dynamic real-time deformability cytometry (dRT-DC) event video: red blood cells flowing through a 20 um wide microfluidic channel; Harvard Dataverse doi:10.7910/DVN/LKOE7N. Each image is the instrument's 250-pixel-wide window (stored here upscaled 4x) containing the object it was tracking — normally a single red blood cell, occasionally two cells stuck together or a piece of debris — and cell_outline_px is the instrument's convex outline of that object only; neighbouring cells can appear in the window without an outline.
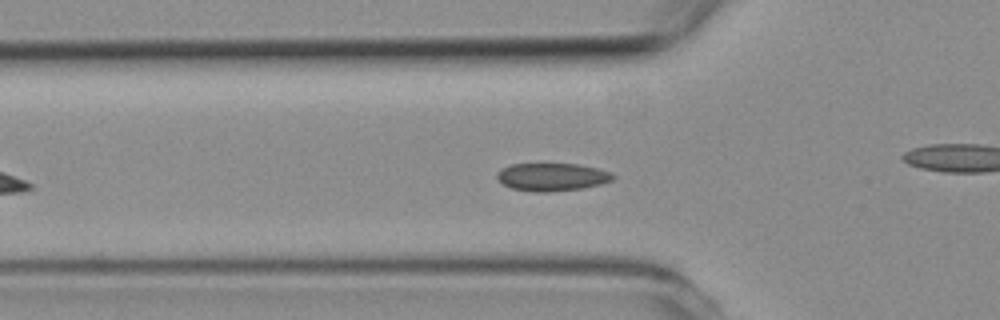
{"species": "common noctule bat (a hibernating species)", "species_latin": "Nyctalus noctula", "temperature_condition": "room temperature", "stored_images_in_passage": 6, "camera_frame_rate_fps": 3000, "um_per_image_px": 0.085, "animal": {"sex": "female", "body_mass_g": 19.3, "forearm_length_mm": 54.1}, "frame": {"image": 1, "passage_image": 6, "time_ms": 6.333, "image_size_px": [1000, 320], "cell_outline_px": [[616, 176], [612, 180], [600, 184], [580, 188], [548, 192], [536, 192], [512, 188], [504, 184], [496, 176], [504, 168], [512, 164], [580, 164], [612, 172]], "centroid_in_image_um": [46.97, 15.04], "position_along_channel_um": 78.8, "area_um2": 18.5}}